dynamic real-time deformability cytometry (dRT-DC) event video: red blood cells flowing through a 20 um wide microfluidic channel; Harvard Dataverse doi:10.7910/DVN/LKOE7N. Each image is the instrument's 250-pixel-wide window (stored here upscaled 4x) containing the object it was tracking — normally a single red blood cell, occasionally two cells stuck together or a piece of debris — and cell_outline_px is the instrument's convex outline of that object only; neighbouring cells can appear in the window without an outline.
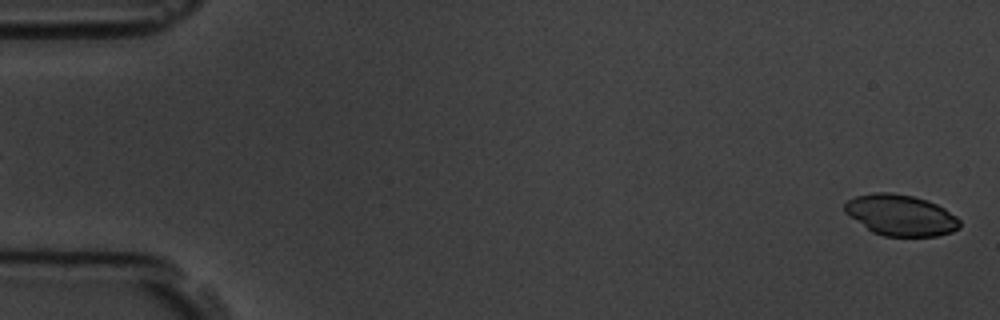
{"species": "common noctule bat (a hibernating species)", "species_latin": "Nyctalus noctula", "temperature_condition": "room temperature", "stored_images_in_passage": 4, "segment_of_instrument_passage": [2, 2], "camera_frame_rate_fps": 3000, "um_per_image_px": 0.085, "animal": {"sex": "male", "body_mass_g": 19.5, "forearm_length_mm": 54.6}, "frame": {"image": 1, "passage_image": 4, "time_ms": 3.333, "image_size_px": [1000, 320], "cell_outline_px": [[960, 228], [952, 232], [936, 236], [884, 236], [872, 232], [844, 212], [844, 204], [848, 200], [856, 196], [876, 192], [892, 192], [912, 196], [928, 200], [944, 208], [956, 216], [960, 220]], "centroid_in_image_um": [76.56, 18.29], "position_along_channel_um": 8.4, "area_um2": 27.51}}